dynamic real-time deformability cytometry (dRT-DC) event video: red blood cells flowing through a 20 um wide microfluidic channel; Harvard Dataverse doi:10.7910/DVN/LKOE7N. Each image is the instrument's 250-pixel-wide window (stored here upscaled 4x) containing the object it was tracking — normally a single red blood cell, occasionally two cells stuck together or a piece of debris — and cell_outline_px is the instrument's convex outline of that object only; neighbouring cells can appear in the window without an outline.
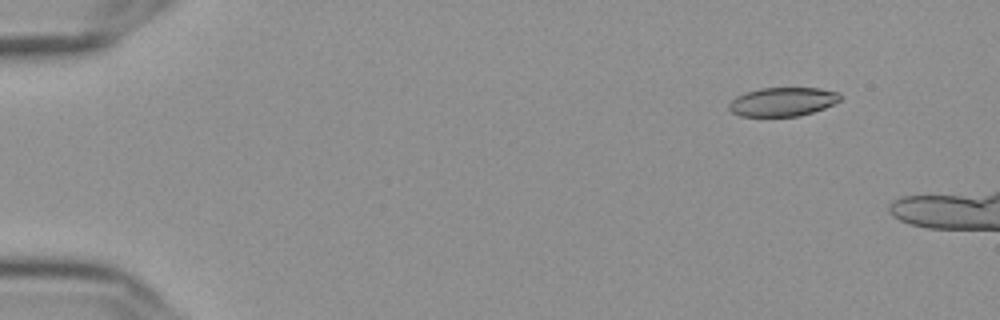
{"species": "Egyptian fruit bat (a non-hibernating species)", "species_latin": "Rousettus aegyptiacus", "temperature_condition": "cold", "stored_images_in_passage": 9, "camera_frame_rate_fps": 3000, "um_per_image_px": 0.085, "frame": {"image": 1, "passage_image": 1, "time_ms": 0.0, "image_size_px": [1000, 320], "cell_outline_px": [[840, 100], [824, 108], [812, 112], [796, 116], [740, 116], [732, 112], [728, 108], [728, 104], [736, 96], [760, 88], [820, 88], [836, 92], [840, 96]], "centroid_in_image_um": [66.49, 8.65], "position_along_channel_um": 18.5, "area_um2": 18.44}}